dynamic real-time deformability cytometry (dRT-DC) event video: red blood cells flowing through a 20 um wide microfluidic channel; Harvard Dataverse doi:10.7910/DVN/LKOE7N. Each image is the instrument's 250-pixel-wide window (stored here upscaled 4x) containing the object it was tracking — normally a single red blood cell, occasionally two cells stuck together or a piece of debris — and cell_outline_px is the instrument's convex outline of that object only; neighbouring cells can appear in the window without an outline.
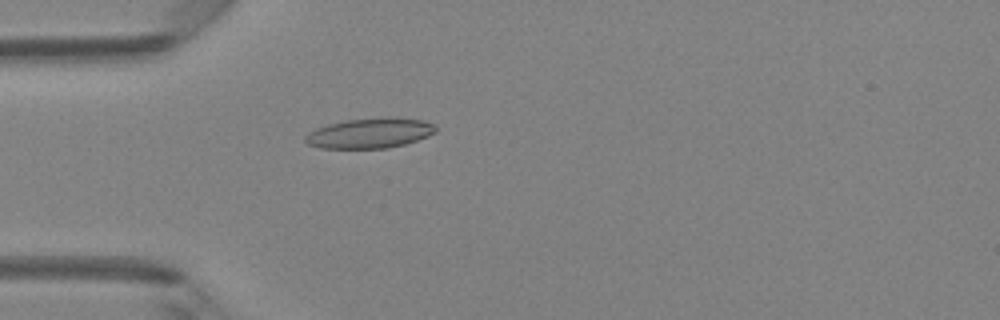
{"species": "Egyptian fruit bat (a non-hibernating species)", "species_latin": "Rousettus aegyptiacus", "temperature_condition": "room temperature", "stored_images_in_passage": 38, "camera_frame_rate_fps": 3000, "um_per_image_px": 0.085, "animal": {"sex": "female"}, "frame": {"image": 1, "passage_image": 4, "time_ms": 1.0, "image_size_px": [1000, 320], "cell_outline_px": [[436, 132], [428, 136], [404, 144], [388, 148], [320, 148], [308, 144], [304, 140], [304, 136], [308, 132], [316, 128], [328, 124], [348, 120], [388, 116], [424, 120], [436, 124]], "centroid_in_image_um": [31.45, 11.3], "position_along_channel_um": 53.5, "area_um2": 23.06}}
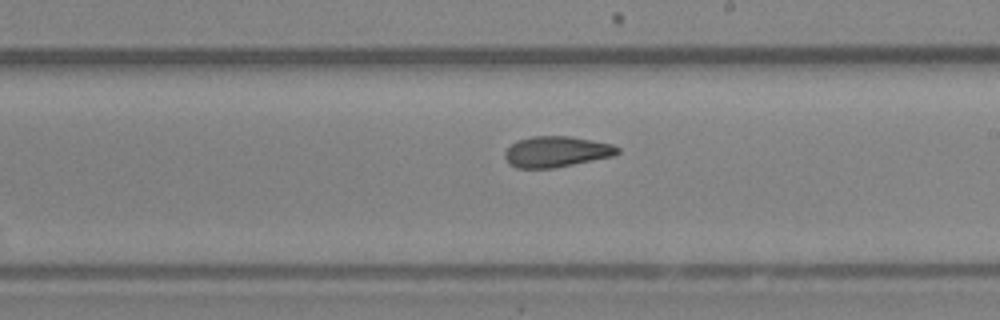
{"frame": {"image": 2, "passage_image": 18, "time_ms": 5.667, "image_size_px": [1000, 320], "cell_outline_px": [[620, 152], [616, 156], [552, 168], [516, 168], [508, 164], [504, 156], [504, 152], [512, 144], [520, 140], [532, 136], [572, 136], [612, 144], [620, 148]], "centroid_in_image_um": [47.32, 12.9], "position_along_channel_um": 241.7, "area_um2": 20.35}}
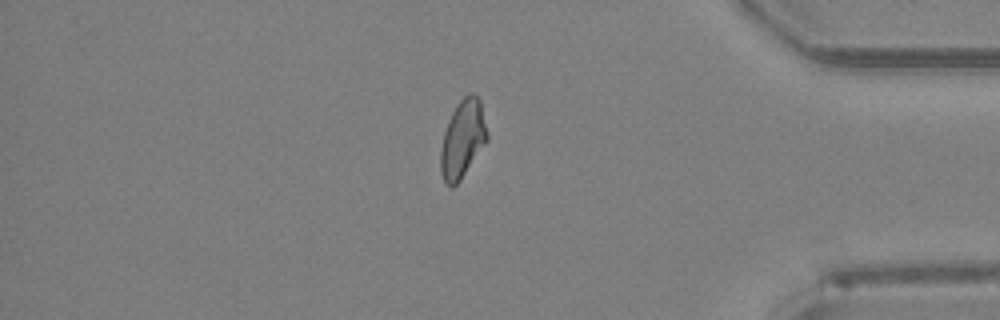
{"frame": {"image": 3, "passage_image": 31, "time_ms": 10.0, "image_size_px": [1000, 320], "cell_outline_px": [[488, 140], [460, 180], [452, 188], [444, 180], [440, 172], [440, 148], [444, 132], [448, 120], [456, 104], [468, 92], [472, 92], [480, 100], [488, 132]], "centroid_in_image_um": [39.32, 11.79], "position_along_channel_um": 395.9, "area_um2": 21.15}, "authors_computed_cell_mechanics": {"area_um2": 20.6346, "velocity_mm_per_s": 4.1969, "shape_relaxation_time_tau1_ms": null, "shape_relaxation_time_tau2_ms": 3.117, "deformation_change_tau1": null, "deformation_change_tau2": 0.1011}}